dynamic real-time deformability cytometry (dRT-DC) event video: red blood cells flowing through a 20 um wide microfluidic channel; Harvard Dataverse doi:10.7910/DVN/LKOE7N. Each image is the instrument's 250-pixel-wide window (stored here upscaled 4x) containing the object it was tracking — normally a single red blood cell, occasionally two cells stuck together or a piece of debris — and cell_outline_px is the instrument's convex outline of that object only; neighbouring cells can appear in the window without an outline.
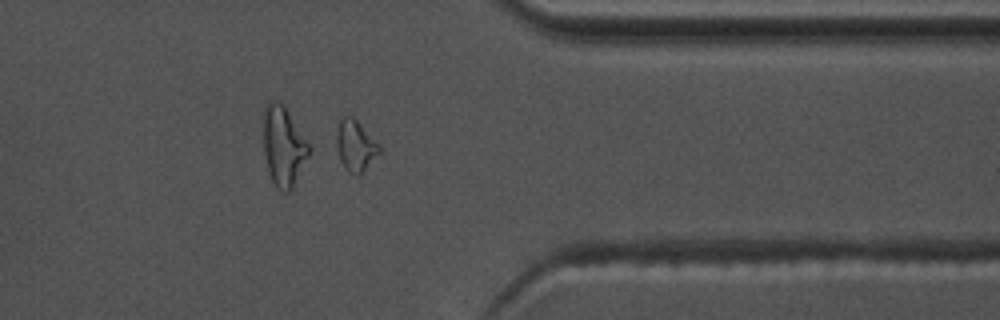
{"species": "common noctule bat (a hibernating species)", "species_latin": "Nyctalus noctula", "temperature_condition": "warm", "stored_images_in_passage": 37, "camera_frame_rate_fps": 3000, "um_per_image_px": 0.085, "animal": {"sex": "male", "body_mass_g": 17.5, "forearm_length_mm": 52.3}, "frame": {"image": 1, "passage_image": 27, "time_ms": 8.667, "image_size_px": [1000, 320], "cell_outline_px": [[384, 152], [356, 176], [348, 172], [344, 168], [340, 160], [336, 148], [336, 132], [340, 120], [344, 116], [352, 116], [356, 120]], "centroid_in_image_um": [30.2, 12.42], "position_along_channel_um": 381.2, "area_um2": 12.66}, "authors_computed_cell_mechanics": {"area_um2": 11.2132, "velocity_mm_per_s": 3.7362, "shape_relaxation_time_tau1_ms": 6.5478, "shape_relaxation_time_tau2_ms": 2.3123, "deformation_change_tau1": 0.2219, "deformation_change_tau2": 0.0778}}